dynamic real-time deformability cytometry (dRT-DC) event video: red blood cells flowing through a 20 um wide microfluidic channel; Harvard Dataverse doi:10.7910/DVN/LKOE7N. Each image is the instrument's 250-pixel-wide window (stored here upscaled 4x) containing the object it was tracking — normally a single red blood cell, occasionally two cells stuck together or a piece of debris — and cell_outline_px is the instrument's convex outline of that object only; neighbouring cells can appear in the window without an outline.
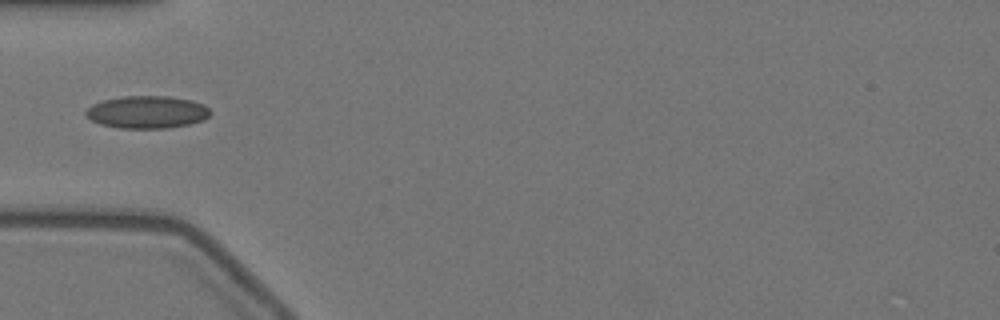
{"species": "Egyptian fruit bat (a non-hibernating species)", "species_latin": "Rousettus aegyptiacus", "temperature_condition": "warm", "stored_images_in_passage": 2, "camera_frame_rate_fps": 3000, "um_per_image_px": 0.085, "animal": {"sex": "female"}, "frame": {"image": 1, "passage_image": 1, "time_ms": 0.0, "image_size_px": [1000, 320], "cell_outline_px": [[212, 112], [204, 120], [188, 124], [168, 128], [120, 128], [100, 124], [92, 120], [84, 112], [92, 104], [100, 100], [124, 96], [168, 96], [192, 100], [204, 104]], "centroid_in_image_um": [12.51, 9.52], "position_along_channel_um": 72.5, "area_um2": 23.64}}